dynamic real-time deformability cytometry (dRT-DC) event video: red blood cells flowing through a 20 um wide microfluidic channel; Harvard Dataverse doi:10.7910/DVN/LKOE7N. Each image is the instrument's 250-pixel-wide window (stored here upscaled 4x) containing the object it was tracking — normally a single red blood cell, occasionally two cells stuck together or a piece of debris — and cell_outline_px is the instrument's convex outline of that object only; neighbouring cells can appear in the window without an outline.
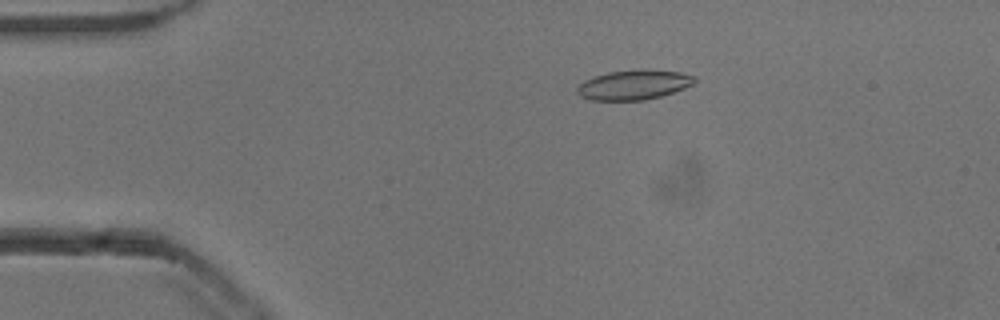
{"species": "common noctule bat (a hibernating species)", "species_latin": "Nyctalus noctula", "temperature_condition": "cold", "stored_images_in_passage": 52, "camera_frame_rate_fps": 3000, "um_per_image_px": 0.085, "animal": {"sex": "male", "body_mass_g": 13.3}, "frame": {"image": 1, "passage_image": 9, "time_ms": 2.667, "image_size_px": [1000, 320], "cell_outline_px": [[696, 80], [692, 84], [684, 88], [660, 96], [644, 100], [588, 100], [580, 96], [576, 92], [576, 88], [584, 80], [608, 72], [644, 68], [680, 72], [696, 76]], "centroid_in_image_um": [53.86, 7.2], "position_along_channel_um": 31.1, "area_um2": 20.46}}
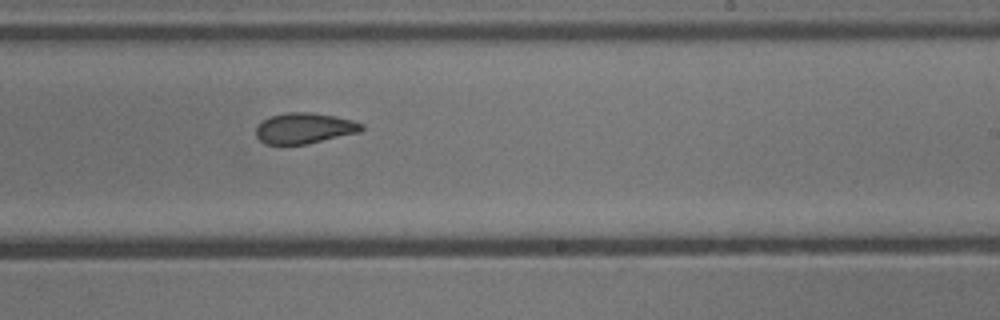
{"frame": {"image": 2, "passage_image": 31, "time_ms": 10.0, "image_size_px": [1000, 320], "cell_outline_px": [[364, 128], [360, 132], [308, 144], [264, 144], [256, 136], [256, 128], [264, 120], [272, 116], [284, 112], [312, 112], [336, 116], [352, 120], [364, 124]], "centroid_in_image_um": [25.9, 10.9], "position_along_channel_um": 263.1, "area_um2": 18.96}}
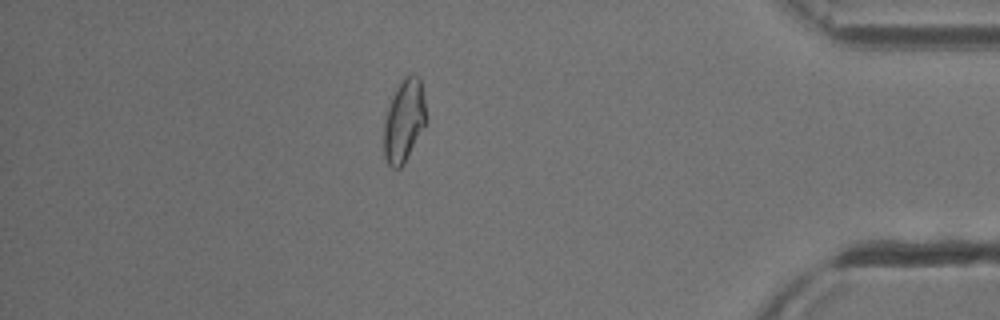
{"frame": {"image": 3, "passage_image": 45, "time_ms": 14.667, "image_size_px": [1000, 320], "cell_outline_px": [[428, 120], [404, 164], [400, 168], [392, 168], [388, 164], [384, 156], [384, 124], [388, 108], [392, 96], [396, 88], [404, 76], [412, 72], [420, 76]], "centroid_in_image_um": [34.37, 10.23], "position_along_channel_um": 400.8, "area_um2": 20.63}, "authors_computed_cell_mechanics": {"area_um2": 20.0277, "velocity_mm_per_s": 3.8442, "shape_relaxation_time_tau1_ms": null, "shape_relaxation_time_tau2_ms": 2.2772, "deformation_change_tau1": null, "deformation_change_tau2": 0.067}}